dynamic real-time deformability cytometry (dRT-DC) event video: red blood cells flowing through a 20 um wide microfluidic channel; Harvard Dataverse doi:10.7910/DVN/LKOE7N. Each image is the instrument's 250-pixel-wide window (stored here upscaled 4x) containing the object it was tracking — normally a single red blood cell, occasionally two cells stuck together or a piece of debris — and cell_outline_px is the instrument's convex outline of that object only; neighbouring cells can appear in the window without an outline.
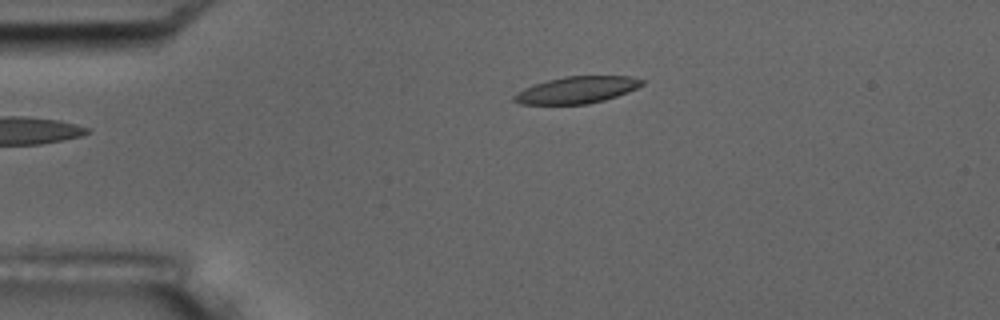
{"species": "common noctule bat (a hibernating species)", "species_latin": "Nyctalus noctula", "temperature_condition": "room temperature", "stored_images_in_passage": 3, "camera_frame_rate_fps": 3000, "um_per_image_px": 0.085, "animal": {"sex": "male", "body_mass_g": 17.5, "forearm_length_mm": 52.3}, "frame": {"image": 1, "passage_image": 3, "time_ms": 2.333, "image_size_px": [1000, 320], "cell_outline_px": [[644, 84], [628, 92], [604, 100], [588, 104], [520, 104], [512, 100], [512, 96], [524, 88], [548, 80], [564, 76], [632, 76], [644, 80]], "centroid_in_image_um": [49.04, 7.64], "position_along_channel_um": 36.0, "area_um2": 19.94}}